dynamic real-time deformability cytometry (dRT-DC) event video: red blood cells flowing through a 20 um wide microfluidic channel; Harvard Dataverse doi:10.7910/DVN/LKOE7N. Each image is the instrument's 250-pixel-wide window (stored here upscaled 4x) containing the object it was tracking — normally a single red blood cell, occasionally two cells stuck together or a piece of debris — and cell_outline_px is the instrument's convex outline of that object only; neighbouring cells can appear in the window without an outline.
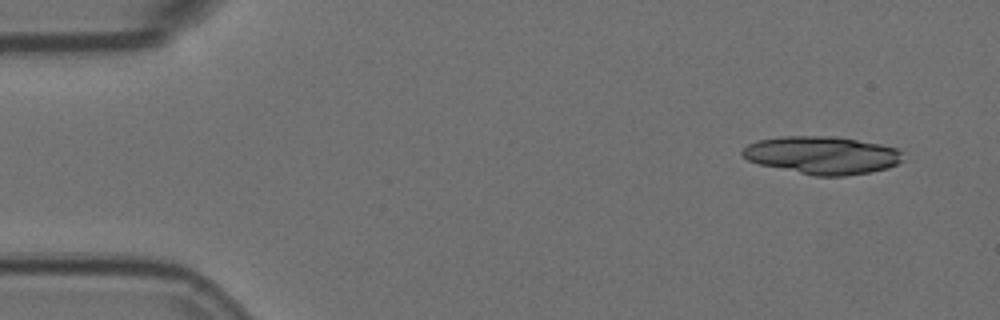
{"species": "Egyptian fruit bat (a non-hibernating species)", "species_latin": "Rousettus aegyptiacus", "temperature_condition": "room temperature", "stored_images_in_passage": 5, "camera_frame_rate_fps": 3000, "um_per_image_px": 0.085, "animal": {"sex": "female"}, "frame": {"image": 1, "passage_image": 1, "time_ms": 0.0, "image_size_px": [1000, 320], "cell_outline_px": [[904, 160], [888, 168], [868, 172], [844, 176], [816, 176], [760, 164], [748, 160], [740, 152], [748, 144], [756, 140], [784, 136], [836, 136], [880, 144], [896, 148], [900, 152]], "centroid_in_image_um": [69.88, 13.18], "position_along_channel_um": 15.1, "area_um2": 35.14}}